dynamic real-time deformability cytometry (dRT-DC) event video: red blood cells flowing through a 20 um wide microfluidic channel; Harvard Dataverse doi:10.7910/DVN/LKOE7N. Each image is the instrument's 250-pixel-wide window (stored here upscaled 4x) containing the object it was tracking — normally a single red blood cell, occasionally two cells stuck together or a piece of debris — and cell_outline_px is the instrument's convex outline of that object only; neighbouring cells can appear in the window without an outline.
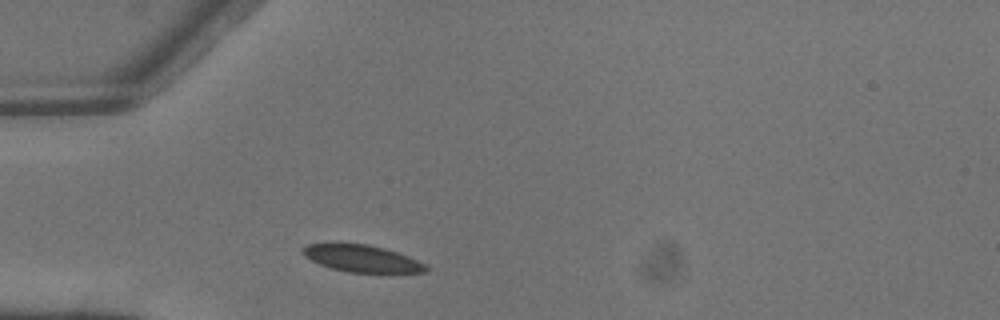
{"species": "common noctule bat (a hibernating species)", "species_latin": "Nyctalus noctula", "temperature_condition": "warm", "stored_images_in_passage": 1, "camera_frame_rate_fps": 3000, "um_per_image_px": 0.085, "animal": {"sex": "male", "body_mass_g": 13.3}, "frame": {"image": 1, "passage_image": 1, "time_ms": 0.0, "image_size_px": [1000, 320], "cell_outline_px": [[428, 272], [348, 272], [332, 268], [320, 264], [304, 256], [304, 248], [308, 244], [332, 240], [368, 244], [384, 248], [408, 256], [424, 264], [428, 268]], "centroid_in_image_um": [30.69, 21.92], "position_along_channel_um": 54.3, "area_um2": 19.65}}